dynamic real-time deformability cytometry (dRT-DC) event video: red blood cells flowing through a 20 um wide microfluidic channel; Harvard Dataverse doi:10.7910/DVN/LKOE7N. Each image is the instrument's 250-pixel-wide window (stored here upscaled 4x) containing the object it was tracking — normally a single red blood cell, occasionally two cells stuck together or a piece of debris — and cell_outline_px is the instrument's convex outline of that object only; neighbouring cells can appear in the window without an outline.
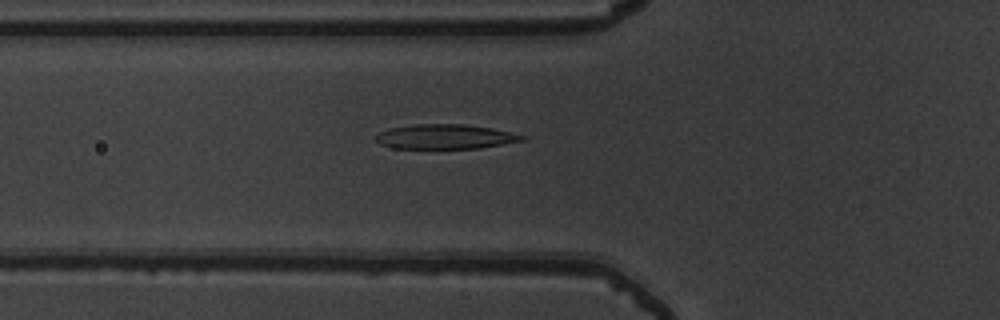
{"species": "common noctule bat (a hibernating species)", "species_latin": "Nyctalus noctula", "temperature_condition": "warm", "stored_images_in_passage": 31, "camera_frame_rate_fps": 3000, "um_per_image_px": 0.085, "animal": {"sex": "male", "body_mass_g": 19.5, "forearm_length_mm": 54.6}, "frame": {"image": 1, "passage_image": 3, "time_ms": 0.667, "image_size_px": [1000, 320], "cell_outline_px": [[528, 140], [480, 148], [392, 148], [380, 144], [376, 140], [376, 136], [380, 132], [388, 128], [412, 124], [464, 124], [492, 128], [528, 136]], "centroid_in_image_um": [37.88, 11.61], "position_along_channel_um": 87.9, "area_um2": 21.15}}
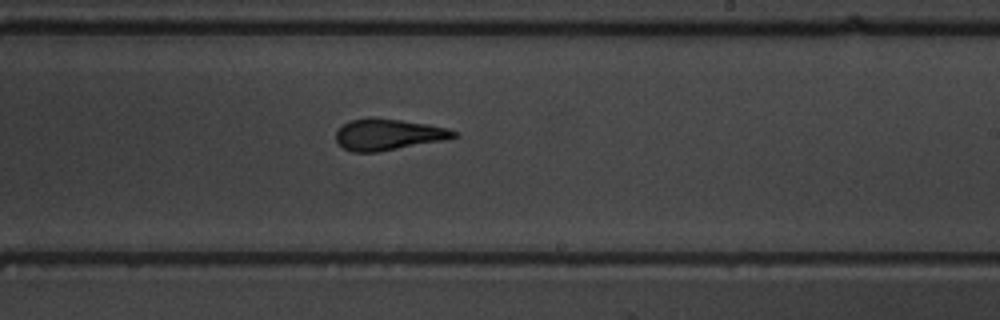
{"frame": {"image": 2, "passage_image": 16, "time_ms": 5.0, "image_size_px": [1000, 320], "cell_outline_px": [[460, 136], [440, 140], [376, 152], [352, 152], [344, 148], [336, 140], [336, 132], [344, 124], [352, 120], [372, 116], [428, 124], [448, 128], [456, 132]], "centroid_in_image_um": [32.97, 11.41], "position_along_channel_um": 256.0, "area_um2": 21.15}}
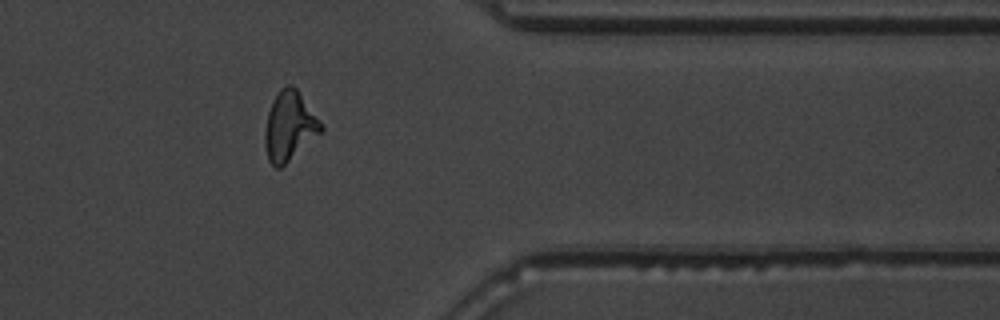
{"frame": {"image": 3, "passage_image": 27, "time_ms": 8.667, "image_size_px": [1000, 320], "cell_outline_px": [[324, 128], [320, 132], [280, 168], [276, 168], [268, 160], [264, 144], [264, 132], [268, 112], [272, 100], [280, 88], [288, 84], [292, 84], [296, 88], [324, 124]], "centroid_in_image_um": [24.58, 10.69], "position_along_channel_um": 386.8, "area_um2": 22.48}, "authors_computed_cell_mechanics": {"area_um2": 21.386, "velocity_mm_per_s": 3.87, "shape_relaxation_time_tau1_ms": 4.8176, "shape_relaxation_time_tau2_ms": 1.865, "deformation_change_tau1": 0.2061, "deformation_change_tau2": 0.1223}}